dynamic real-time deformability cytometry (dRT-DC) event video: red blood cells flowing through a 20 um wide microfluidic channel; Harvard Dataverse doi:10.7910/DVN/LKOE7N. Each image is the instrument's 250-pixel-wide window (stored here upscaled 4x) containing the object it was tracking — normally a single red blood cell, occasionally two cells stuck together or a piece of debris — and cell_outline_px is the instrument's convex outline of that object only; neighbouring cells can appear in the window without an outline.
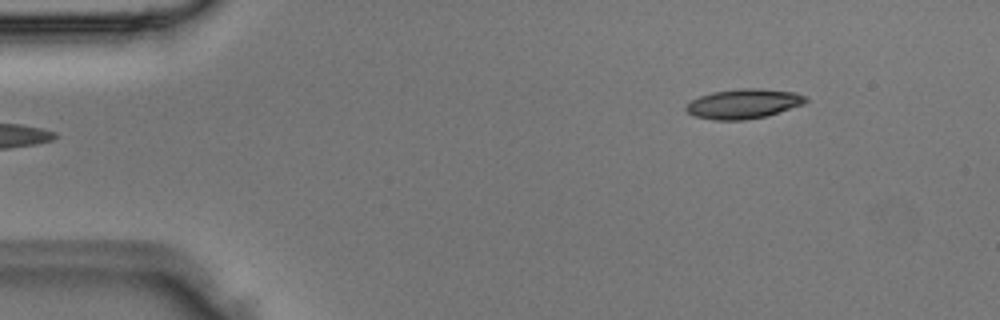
{"species": "Egyptian fruit bat (a non-hibernating species)", "species_latin": "Rousettus aegyptiacus", "temperature_condition": "room temperature", "stored_images_in_passage": 4, "segment_of_instrument_passage": [2, 2], "camera_frame_rate_fps": 3000, "um_per_image_px": 0.085, "animal": {"sex": "male"}, "frame": {"image": 1, "passage_image": 4, "time_ms": 1.0, "image_size_px": [1000, 320], "cell_outline_px": [[808, 100], [804, 104], [768, 116], [744, 120], [716, 120], [696, 116], [688, 112], [684, 108], [692, 100], [700, 96], [712, 92], [744, 88], [760, 88], [796, 92], [804, 96]], "centroid_in_image_um": [63.24, 8.82], "position_along_channel_um": 21.8, "area_um2": 20.63}}